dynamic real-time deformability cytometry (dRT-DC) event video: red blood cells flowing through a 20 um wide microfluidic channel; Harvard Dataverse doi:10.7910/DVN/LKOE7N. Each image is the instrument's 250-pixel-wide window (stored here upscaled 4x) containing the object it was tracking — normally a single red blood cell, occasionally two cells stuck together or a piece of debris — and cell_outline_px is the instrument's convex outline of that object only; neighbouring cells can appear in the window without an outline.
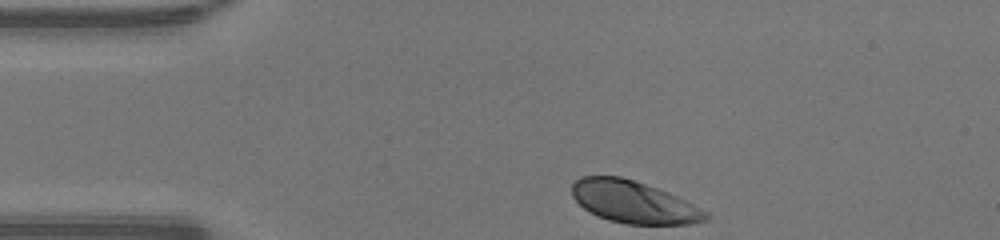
{"species": "human", "species_latin": "Homo sapiens", "temperature_condition": "warm", "stored_images_in_passage": 31, "camera_frame_rate_fps": 3000, "um_per_image_px": 0.085, "donor": {"sex": "male"}, "frame": {"image": 1, "passage_image": 1, "time_ms": 0.0, "image_size_px": [1000, 240], "cell_outline_px": [[712, 216], [708, 220], [692, 224], [624, 224], [608, 220], [596, 216], [588, 212], [572, 196], [572, 184], [580, 176], [620, 176], [668, 192], [708, 212]], "centroid_in_image_um": [53.86, 17.19], "position_along_channel_um": 31.1, "area_um2": 32.89}}
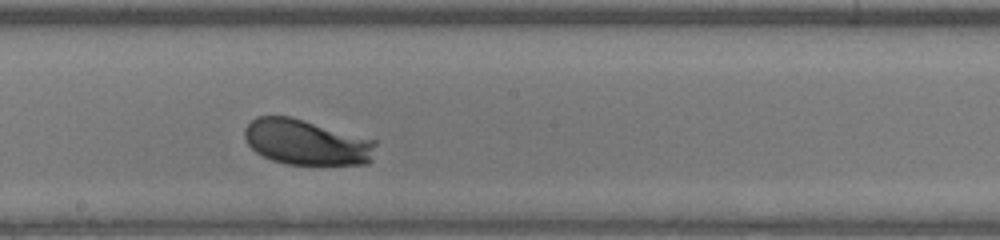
{"frame": {"image": 2, "passage_image": 18, "time_ms": 5.667, "image_size_px": [1000, 240], "cell_outline_px": [[376, 144], [372, 160], [368, 164], [284, 164], [272, 160], [256, 152], [248, 144], [244, 136], [244, 128], [256, 116], [292, 116], [376, 140]], "centroid_in_image_um": [26.05, 12.08], "position_along_channel_um": 222.1, "area_um2": 34.85}}
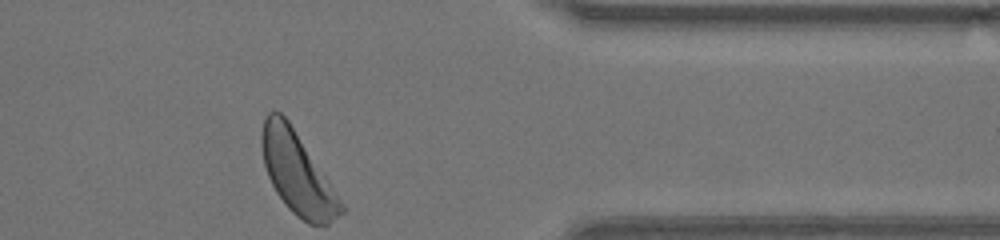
{"frame": {"image": 3, "passage_image": 31, "time_ms": 10.0, "image_size_px": [1000, 240], "cell_outline_px": [[344, 212], [328, 224], [308, 224], [296, 216], [288, 208], [276, 192], [268, 176], [264, 164], [260, 144], [260, 132], [264, 116], [272, 108], [280, 112], [288, 120], [328, 180], [344, 208]], "centroid_in_image_um": [25.21, 14.68], "position_along_channel_um": 386.2, "area_um2": 37.34}, "authors_computed_cell_mechanics": {"area_um2": 34.391, "velocity_mm_per_s": 4.2304, "shape_relaxation_time_tau1_ms": 1.2465, "shape_relaxation_time_tau2_ms": 9.7339, "deformation_change_tau1": 0.0943, "deformation_change_tau2": 0.2469}}